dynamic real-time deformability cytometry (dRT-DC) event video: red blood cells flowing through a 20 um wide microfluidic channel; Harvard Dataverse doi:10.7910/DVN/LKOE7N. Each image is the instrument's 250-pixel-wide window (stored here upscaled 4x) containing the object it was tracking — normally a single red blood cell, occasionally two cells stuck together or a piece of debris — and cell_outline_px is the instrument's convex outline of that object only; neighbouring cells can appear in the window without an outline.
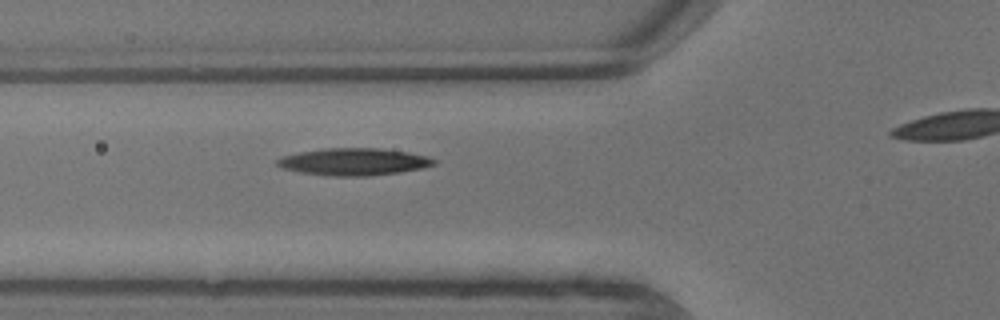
{"species": "common noctule bat (a hibernating species)", "species_latin": "Nyctalus noctula", "temperature_condition": "warm", "stored_images_in_passage": 4, "segment_of_instrument_passage": [1, 2], "camera_frame_rate_fps": 3000, "um_per_image_px": 0.085, "animal": {"sex": "male", "body_mass_g": 13.3}, "frame": {"image": 1, "passage_image": 3, "time_ms": 0.667, "image_size_px": [1000, 320], "cell_outline_px": [[436, 164], [424, 168], [400, 172], [368, 176], [332, 176], [300, 172], [284, 168], [276, 164], [276, 160], [284, 156], [300, 152], [324, 148], [380, 148], [408, 152], [428, 156], [436, 160]], "centroid_in_image_um": [30.12, 13.75], "position_along_channel_um": 95.7, "area_um2": 24.8}}